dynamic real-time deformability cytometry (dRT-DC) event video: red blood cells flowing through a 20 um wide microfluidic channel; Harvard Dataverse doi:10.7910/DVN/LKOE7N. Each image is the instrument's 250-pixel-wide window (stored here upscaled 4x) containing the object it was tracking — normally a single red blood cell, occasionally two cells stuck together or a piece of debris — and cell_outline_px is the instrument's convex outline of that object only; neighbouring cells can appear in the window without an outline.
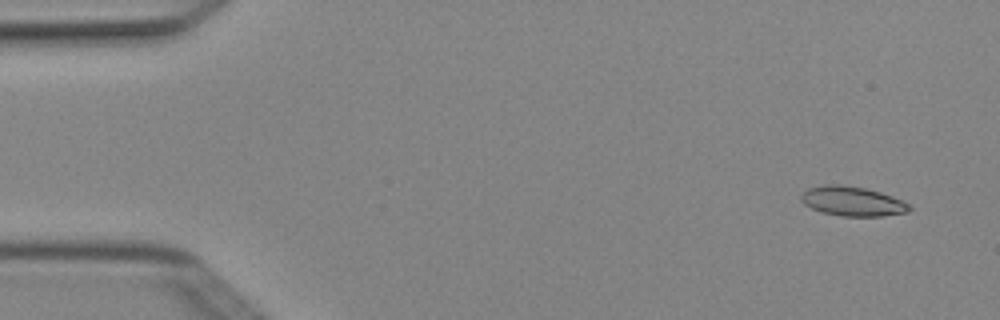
{"species": "Egyptian fruit bat (a non-hibernating species)", "species_latin": "Rousettus aegyptiacus", "temperature_condition": "cold", "stored_images_in_passage": 4, "camera_frame_rate_fps": 3000, "um_per_image_px": 0.085, "animal": {"sex": "female"}, "frame": {"image": 1, "passage_image": 1, "time_ms": 0.0, "image_size_px": [1000, 320], "cell_outline_px": [[912, 208], [908, 212], [880, 216], [840, 216], [820, 212], [804, 204], [800, 200], [800, 196], [808, 188], [824, 184], [840, 184], [864, 188], [880, 192], [892, 196], [908, 204]], "centroid_in_image_um": [72.42, 17.11], "position_along_channel_um": 12.6, "area_um2": 18.61}}
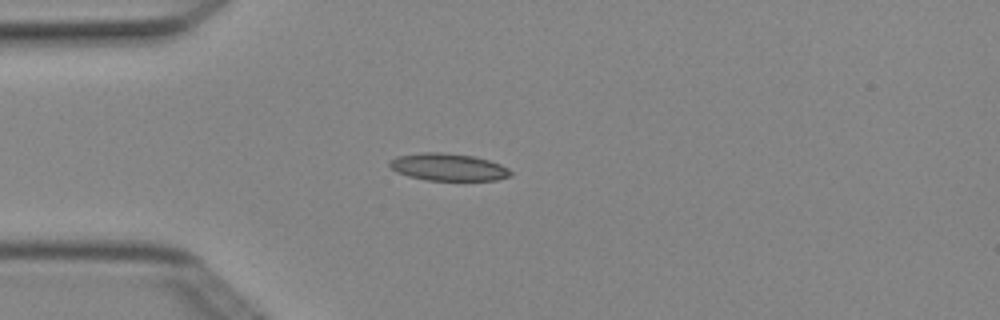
{"frame": {"image": 2, "passage_image": 4, "time_ms": 1.0, "image_size_px": [1000, 320], "cell_outline_px": [[512, 176], [496, 180], [428, 180], [408, 176], [396, 172], [388, 164], [388, 160], [396, 156], [420, 152], [444, 152], [472, 156], [488, 160], [500, 164], [508, 168], [512, 172]], "centroid_in_image_um": [38.07, 14.19], "position_along_channel_um": 46.9, "area_um2": 19.36}}